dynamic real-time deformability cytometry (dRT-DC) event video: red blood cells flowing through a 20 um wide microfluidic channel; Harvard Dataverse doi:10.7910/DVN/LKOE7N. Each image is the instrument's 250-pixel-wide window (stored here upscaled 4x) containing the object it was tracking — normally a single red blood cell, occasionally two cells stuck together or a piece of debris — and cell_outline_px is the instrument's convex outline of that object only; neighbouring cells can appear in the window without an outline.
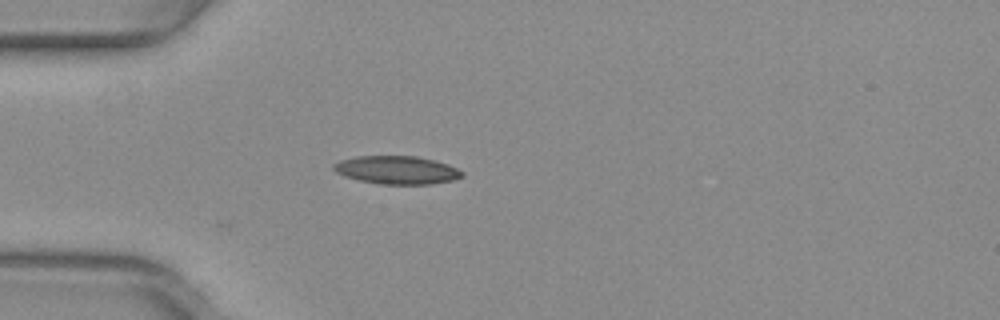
{"species": "common noctule bat (a hibernating species)", "species_latin": "Nyctalus noctula", "temperature_condition": "warm", "stored_images_in_passage": 27, "camera_frame_rate_fps": 3000, "um_per_image_px": 0.085, "animal": {"sex": "female", "body_mass_g": 29.2, "forearm_length_mm": 56.3}, "frame": {"image": 1, "passage_image": 1, "time_ms": 0.0, "image_size_px": [1000, 320], "cell_outline_px": [[464, 176], [452, 180], [432, 184], [380, 184], [360, 180], [344, 176], [336, 172], [332, 168], [332, 164], [340, 160], [356, 156], [416, 156], [448, 164], [464, 172]], "centroid_in_image_um": [33.72, 14.45], "position_along_channel_um": 51.3, "area_um2": 21.04}}
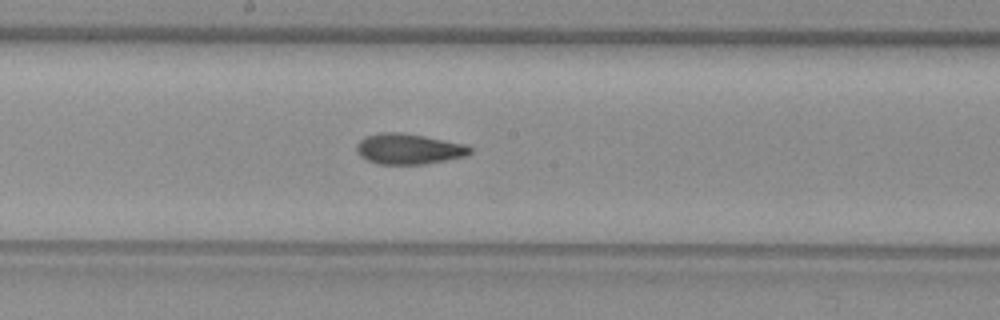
{"frame": {"image": 2, "passage_image": 14, "time_ms": 4.333, "image_size_px": [1000, 320], "cell_outline_px": [[472, 152], [468, 156], [424, 164], [376, 164], [360, 156], [356, 152], [356, 144], [364, 136], [380, 132], [404, 132], [464, 144], [472, 148]], "centroid_in_image_um": [34.72, 12.65], "position_along_channel_um": 213.5, "area_um2": 20.4}}
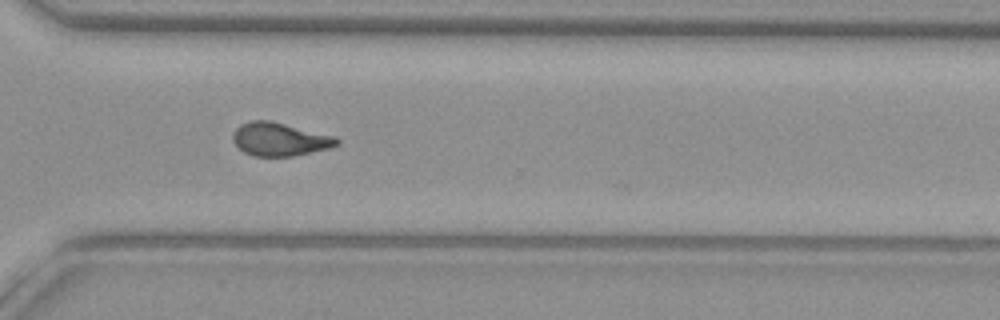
{"frame": {"image": 3, "passage_image": 24, "time_ms": 7.667, "image_size_px": [1000, 320], "cell_outline_px": [[340, 144], [328, 148], [292, 156], [252, 156], [244, 152], [232, 140], [232, 132], [240, 124], [248, 120], [268, 120], [336, 136], [340, 140]], "centroid_in_image_um": [23.75, 11.83], "position_along_channel_um": 346.8, "area_um2": 20.17}}